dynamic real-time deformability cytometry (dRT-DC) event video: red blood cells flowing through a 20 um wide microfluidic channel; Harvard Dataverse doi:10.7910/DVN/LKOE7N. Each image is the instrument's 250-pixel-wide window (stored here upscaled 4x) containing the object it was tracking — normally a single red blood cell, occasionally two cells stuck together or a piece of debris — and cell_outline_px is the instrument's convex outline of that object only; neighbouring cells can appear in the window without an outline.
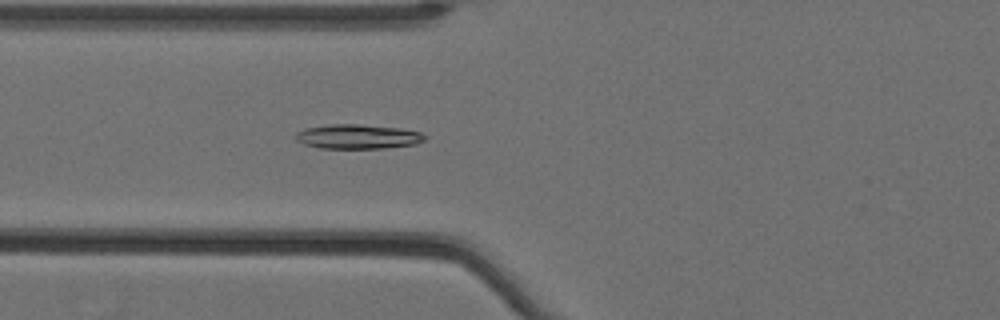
{"species": "Egyptian fruit bat (a non-hibernating species)", "species_latin": "Rousettus aegyptiacus", "temperature_condition": "cold", "stored_images_in_passage": 41, "camera_frame_rate_fps": 3000, "um_per_image_px": 0.085, "animal": {"sex": "female"}, "frame": {"image": 1, "passage_image": 7, "time_ms": 2.0, "image_size_px": [1000, 320], "cell_outline_px": [[428, 136], [424, 140], [416, 144], [384, 148], [320, 148], [304, 144], [296, 140], [296, 132], [304, 128], [328, 124], [360, 124], [400, 128], [420, 132]], "centroid_in_image_um": [30.41, 11.6], "position_along_channel_um": 95.4, "area_um2": 18.5}}
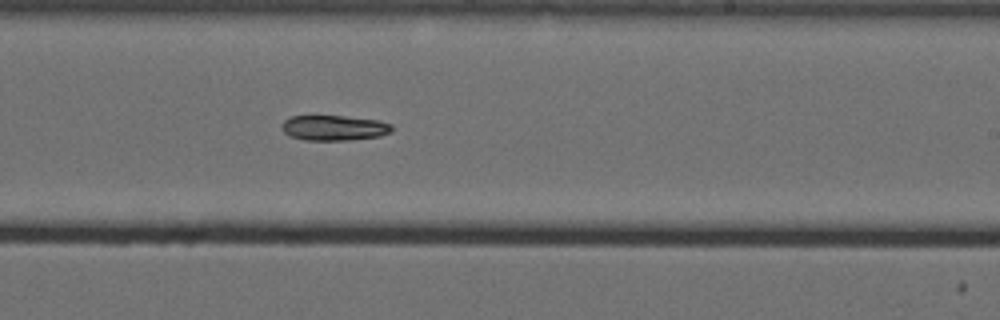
{"frame": {"image": 2, "passage_image": 21, "time_ms": 6.667, "image_size_px": [1000, 320], "cell_outline_px": [[392, 132], [380, 136], [348, 140], [304, 140], [288, 136], [284, 132], [284, 120], [288, 116], [344, 116], [380, 120], [392, 124]], "centroid_in_image_um": [28.42, 10.87], "position_along_channel_um": 260.6, "area_um2": 16.24}}
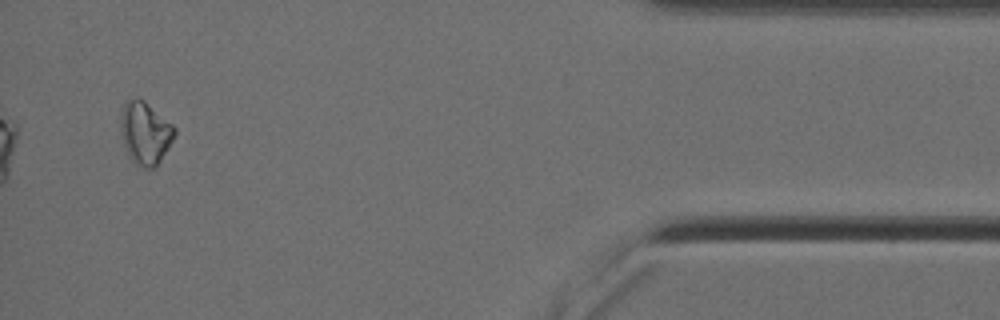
{"frame": {"image": 3, "passage_image": 39, "time_ms": 12.667, "image_size_px": [1000, 320], "cell_outline_px": [[176, 132], [168, 148], [156, 168], [144, 168], [136, 164], [132, 160], [124, 144], [120, 128], [120, 116], [124, 104], [128, 100], [144, 100], [172, 124], [176, 128]], "centroid_in_image_um": [12.35, 11.32], "position_along_channel_um": 422.9, "area_um2": 19.36}}